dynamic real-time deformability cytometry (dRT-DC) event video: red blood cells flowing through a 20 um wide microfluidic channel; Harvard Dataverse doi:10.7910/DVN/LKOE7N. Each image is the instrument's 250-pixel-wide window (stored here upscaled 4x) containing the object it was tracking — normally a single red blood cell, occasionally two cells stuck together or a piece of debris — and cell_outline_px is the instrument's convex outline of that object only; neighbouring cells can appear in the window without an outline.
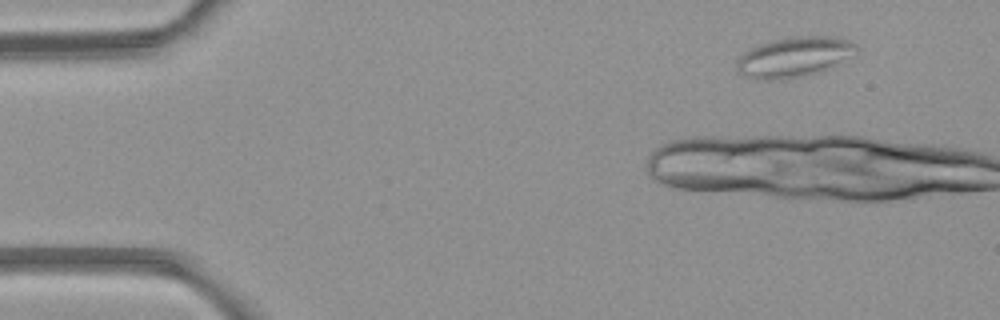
{"species": "common noctule bat (a hibernating species)", "species_latin": "Nyctalus noctula", "temperature_condition": "room temperature", "stored_images_in_passage": 3, "camera_frame_rate_fps": 3000, "um_per_image_px": 0.085, "animal": {"sex": "female", "body_mass_g": 21.9}, "frame": {"image": 1, "passage_image": 3, "time_ms": 3.333, "image_size_px": [1000, 320], "cell_outline_px": [[860, 48], [856, 52], [824, 68], [804, 76], [772, 80], [764, 80], [744, 76], [736, 72], [736, 64], [740, 56], [744, 52], [752, 48], [772, 40], [788, 36], [836, 36], [852, 40]], "centroid_in_image_um": [67.46, 4.81], "position_along_channel_um": 17.5, "area_um2": 27.57}}